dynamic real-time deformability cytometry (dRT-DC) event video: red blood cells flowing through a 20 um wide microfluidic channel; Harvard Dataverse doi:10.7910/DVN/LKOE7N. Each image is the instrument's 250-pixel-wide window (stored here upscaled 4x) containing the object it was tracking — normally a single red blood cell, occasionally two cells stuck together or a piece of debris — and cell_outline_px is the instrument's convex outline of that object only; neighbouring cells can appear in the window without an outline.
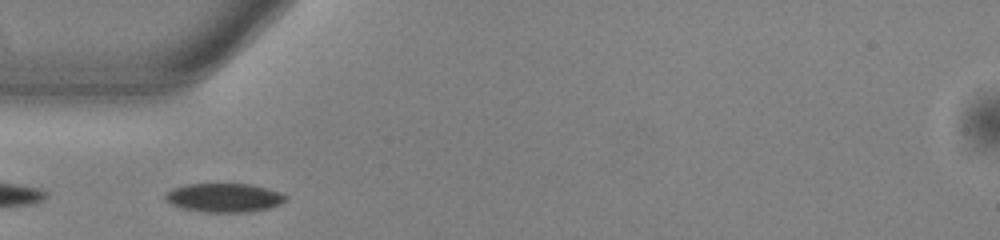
{"species": "common noctule bat (a hibernating species)", "species_latin": "Nyctalus noctula", "temperature_condition": "warm", "stored_images_in_passage": 9, "camera_frame_rate_fps": 3000, "um_per_image_px": 0.085, "animal": {"sex": "male", "body_mass_g": 13.0, "forearm_length_mm": 53.1}, "frame": {"image": 1, "passage_image": 6, "time_ms": 1.667, "image_size_px": [1000, 240], "cell_outline_px": [[284, 200], [280, 204], [268, 208], [244, 212], [208, 212], [180, 208], [164, 200], [164, 192], [172, 188], [188, 184], [252, 184], [268, 188], [280, 192], [284, 196]], "centroid_in_image_um": [18.98, 16.79], "position_along_channel_um": 66.0, "area_um2": 20.17}}